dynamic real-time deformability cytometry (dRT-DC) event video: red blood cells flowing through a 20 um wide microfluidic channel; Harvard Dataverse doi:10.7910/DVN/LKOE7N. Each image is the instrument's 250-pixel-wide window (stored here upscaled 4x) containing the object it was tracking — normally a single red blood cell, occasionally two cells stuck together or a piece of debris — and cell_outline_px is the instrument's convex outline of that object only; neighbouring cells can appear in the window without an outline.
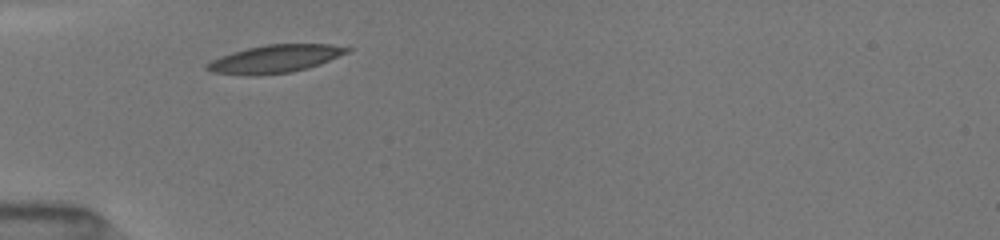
{"species": "common noctule bat (a hibernating species)", "species_latin": "Nyctalus noctula", "temperature_condition": "room temperature", "stored_images_in_passage": 2, "camera_frame_rate_fps": 3000, "um_per_image_px": 0.085, "animal": {"sex": "female", "body_mass_g": 19.5, "forearm_length_mm": 54.1}, "frame": {"image": 1, "passage_image": 1, "time_ms": 0.0, "image_size_px": [1000, 240], "cell_outline_px": [[352, 48], [348, 52], [320, 64], [308, 68], [292, 72], [252, 76], [248, 76], [212, 72], [204, 68], [204, 64], [212, 60], [232, 52], [264, 44], [328, 44]], "centroid_in_image_um": [23.34, 5.01], "position_along_channel_um": 61.7, "area_um2": 22.77}}
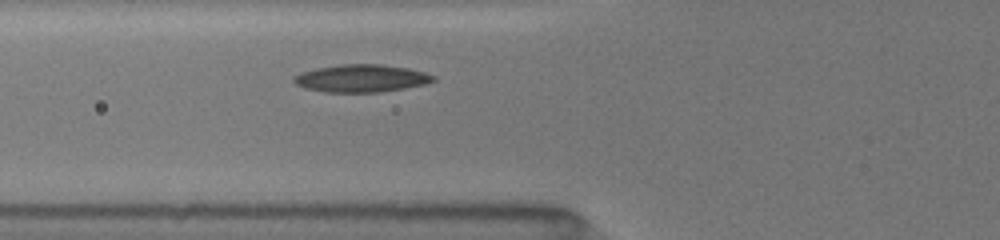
{"frame": {"image": 2, "passage_image": 2, "time_ms": 1.0, "image_size_px": [1000, 240], "cell_outline_px": [[436, 80], [424, 84], [404, 88], [376, 92], [324, 92], [304, 88], [296, 84], [292, 80], [292, 76], [300, 72], [316, 68], [340, 64], [380, 64], [408, 68], [424, 72], [436, 76]], "centroid_in_image_um": [30.67, 6.65], "position_along_channel_um": 95.1, "area_um2": 22.48}}